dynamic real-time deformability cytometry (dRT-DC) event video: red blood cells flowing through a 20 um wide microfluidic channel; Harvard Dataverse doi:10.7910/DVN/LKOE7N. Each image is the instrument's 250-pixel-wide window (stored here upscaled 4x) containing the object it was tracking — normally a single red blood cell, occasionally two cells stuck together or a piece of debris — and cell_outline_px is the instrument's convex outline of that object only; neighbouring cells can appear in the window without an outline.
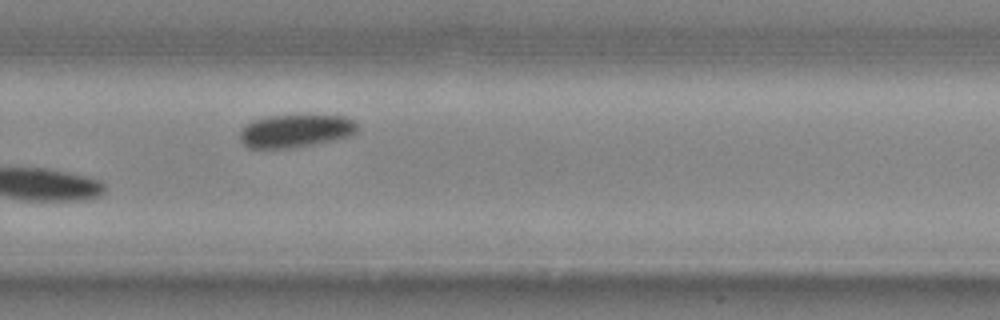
{"species": "common noctule bat (a hibernating species)", "species_latin": "Nyctalus noctula", "temperature_condition": "cold", "stored_images_in_passage": 22, "camera_frame_rate_fps": 3000, "um_per_image_px": 0.085, "animal": {"sex": "male", "body_mass_g": 20.4}, "frame": {"image": 1, "passage_image": 16, "time_ms": 5.0, "image_size_px": [1000, 320], "cell_outline_px": [[356, 132], [352, 136], [336, 140], [296, 148], [248, 148], [240, 140], [240, 132], [252, 120], [268, 116], [296, 112], [312, 112], [344, 116], [352, 120], [356, 124]], "centroid_in_image_um": [25.18, 11.07], "position_along_channel_um": 304.6, "area_um2": 23.81}}